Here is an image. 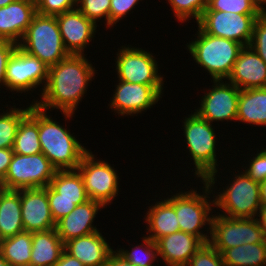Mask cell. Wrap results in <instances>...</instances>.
<instances>
[{"label":"cell","mask_w":266,"mask_h":266,"mask_svg":"<svg viewBox=\"0 0 266 266\" xmlns=\"http://www.w3.org/2000/svg\"><path fill=\"white\" fill-rule=\"evenodd\" d=\"M186 266H226L219 253L210 243L203 246L190 258Z\"/></svg>","instance_id":"obj_36"},{"label":"cell","mask_w":266,"mask_h":266,"mask_svg":"<svg viewBox=\"0 0 266 266\" xmlns=\"http://www.w3.org/2000/svg\"><path fill=\"white\" fill-rule=\"evenodd\" d=\"M156 244L165 266H186L204 242L193 234L179 231L159 238Z\"/></svg>","instance_id":"obj_20"},{"label":"cell","mask_w":266,"mask_h":266,"mask_svg":"<svg viewBox=\"0 0 266 266\" xmlns=\"http://www.w3.org/2000/svg\"><path fill=\"white\" fill-rule=\"evenodd\" d=\"M76 9V0H40L36 10L42 15L57 16Z\"/></svg>","instance_id":"obj_39"},{"label":"cell","mask_w":266,"mask_h":266,"mask_svg":"<svg viewBox=\"0 0 266 266\" xmlns=\"http://www.w3.org/2000/svg\"><path fill=\"white\" fill-rule=\"evenodd\" d=\"M13 154L12 148H0V182L5 178Z\"/></svg>","instance_id":"obj_43"},{"label":"cell","mask_w":266,"mask_h":266,"mask_svg":"<svg viewBox=\"0 0 266 266\" xmlns=\"http://www.w3.org/2000/svg\"><path fill=\"white\" fill-rule=\"evenodd\" d=\"M142 0H111L109 11V28L116 26V24L131 14V10Z\"/></svg>","instance_id":"obj_40"},{"label":"cell","mask_w":266,"mask_h":266,"mask_svg":"<svg viewBox=\"0 0 266 266\" xmlns=\"http://www.w3.org/2000/svg\"><path fill=\"white\" fill-rule=\"evenodd\" d=\"M51 213L55 222L68 215L79 204L88 200L48 199Z\"/></svg>","instance_id":"obj_41"},{"label":"cell","mask_w":266,"mask_h":266,"mask_svg":"<svg viewBox=\"0 0 266 266\" xmlns=\"http://www.w3.org/2000/svg\"><path fill=\"white\" fill-rule=\"evenodd\" d=\"M49 66L30 55L19 46L10 57L5 72V88L17 93L33 92L38 86L44 89L48 79ZM43 83V84H42ZM35 88V89H34Z\"/></svg>","instance_id":"obj_12"},{"label":"cell","mask_w":266,"mask_h":266,"mask_svg":"<svg viewBox=\"0 0 266 266\" xmlns=\"http://www.w3.org/2000/svg\"><path fill=\"white\" fill-rule=\"evenodd\" d=\"M90 151L84 155L77 170L82 176L88 198L107 207L120 193V178L108 161L96 159Z\"/></svg>","instance_id":"obj_10"},{"label":"cell","mask_w":266,"mask_h":266,"mask_svg":"<svg viewBox=\"0 0 266 266\" xmlns=\"http://www.w3.org/2000/svg\"><path fill=\"white\" fill-rule=\"evenodd\" d=\"M32 232L22 231L0 243V255L12 266L30 265Z\"/></svg>","instance_id":"obj_30"},{"label":"cell","mask_w":266,"mask_h":266,"mask_svg":"<svg viewBox=\"0 0 266 266\" xmlns=\"http://www.w3.org/2000/svg\"><path fill=\"white\" fill-rule=\"evenodd\" d=\"M163 87L164 85H144L117 80L115 91L108 104L109 109H114L113 111L121 117L142 114L160 101Z\"/></svg>","instance_id":"obj_14"},{"label":"cell","mask_w":266,"mask_h":266,"mask_svg":"<svg viewBox=\"0 0 266 266\" xmlns=\"http://www.w3.org/2000/svg\"><path fill=\"white\" fill-rule=\"evenodd\" d=\"M18 46L49 67L70 56L64 46L56 16L36 13Z\"/></svg>","instance_id":"obj_6"},{"label":"cell","mask_w":266,"mask_h":266,"mask_svg":"<svg viewBox=\"0 0 266 266\" xmlns=\"http://www.w3.org/2000/svg\"><path fill=\"white\" fill-rule=\"evenodd\" d=\"M17 44L8 40H0V86L5 87V72L8 61L17 48Z\"/></svg>","instance_id":"obj_42"},{"label":"cell","mask_w":266,"mask_h":266,"mask_svg":"<svg viewBox=\"0 0 266 266\" xmlns=\"http://www.w3.org/2000/svg\"><path fill=\"white\" fill-rule=\"evenodd\" d=\"M141 239L143 242L135 245V247L133 246L131 250H125V248H119L118 250L117 248L116 251L136 266H158L154 265L155 261L158 262L159 260L156 242L147 236H142Z\"/></svg>","instance_id":"obj_32"},{"label":"cell","mask_w":266,"mask_h":266,"mask_svg":"<svg viewBox=\"0 0 266 266\" xmlns=\"http://www.w3.org/2000/svg\"><path fill=\"white\" fill-rule=\"evenodd\" d=\"M256 219L258 220V223H259V225L263 231V234L266 238V203L261 204Z\"/></svg>","instance_id":"obj_46"},{"label":"cell","mask_w":266,"mask_h":266,"mask_svg":"<svg viewBox=\"0 0 266 266\" xmlns=\"http://www.w3.org/2000/svg\"><path fill=\"white\" fill-rule=\"evenodd\" d=\"M64 251V243L56 229L32 232L30 265L54 266Z\"/></svg>","instance_id":"obj_24"},{"label":"cell","mask_w":266,"mask_h":266,"mask_svg":"<svg viewBox=\"0 0 266 266\" xmlns=\"http://www.w3.org/2000/svg\"><path fill=\"white\" fill-rule=\"evenodd\" d=\"M196 37L186 44L195 63L211 75L212 80H227L242 44L205 33L199 26Z\"/></svg>","instance_id":"obj_5"},{"label":"cell","mask_w":266,"mask_h":266,"mask_svg":"<svg viewBox=\"0 0 266 266\" xmlns=\"http://www.w3.org/2000/svg\"><path fill=\"white\" fill-rule=\"evenodd\" d=\"M260 197H261V204L266 203V181L260 183Z\"/></svg>","instance_id":"obj_47"},{"label":"cell","mask_w":266,"mask_h":266,"mask_svg":"<svg viewBox=\"0 0 266 266\" xmlns=\"http://www.w3.org/2000/svg\"><path fill=\"white\" fill-rule=\"evenodd\" d=\"M85 56L70 55L50 66L46 85L40 93L41 99H33L32 103L46 111L59 109L65 121L75 117V111L87 93L89 83L95 79V71H98Z\"/></svg>","instance_id":"obj_1"},{"label":"cell","mask_w":266,"mask_h":266,"mask_svg":"<svg viewBox=\"0 0 266 266\" xmlns=\"http://www.w3.org/2000/svg\"><path fill=\"white\" fill-rule=\"evenodd\" d=\"M237 121L266 126V87L240 90Z\"/></svg>","instance_id":"obj_25"},{"label":"cell","mask_w":266,"mask_h":266,"mask_svg":"<svg viewBox=\"0 0 266 266\" xmlns=\"http://www.w3.org/2000/svg\"><path fill=\"white\" fill-rule=\"evenodd\" d=\"M56 171L42 152L34 155L14 153L0 188L21 190L47 187Z\"/></svg>","instance_id":"obj_8"},{"label":"cell","mask_w":266,"mask_h":266,"mask_svg":"<svg viewBox=\"0 0 266 266\" xmlns=\"http://www.w3.org/2000/svg\"><path fill=\"white\" fill-rule=\"evenodd\" d=\"M0 266H12V265L0 255Z\"/></svg>","instance_id":"obj_49"},{"label":"cell","mask_w":266,"mask_h":266,"mask_svg":"<svg viewBox=\"0 0 266 266\" xmlns=\"http://www.w3.org/2000/svg\"><path fill=\"white\" fill-rule=\"evenodd\" d=\"M36 13L34 5L18 0L0 7V40L18 45Z\"/></svg>","instance_id":"obj_22"},{"label":"cell","mask_w":266,"mask_h":266,"mask_svg":"<svg viewBox=\"0 0 266 266\" xmlns=\"http://www.w3.org/2000/svg\"><path fill=\"white\" fill-rule=\"evenodd\" d=\"M262 14H236L204 10L197 25L207 34L249 46L255 20Z\"/></svg>","instance_id":"obj_13"},{"label":"cell","mask_w":266,"mask_h":266,"mask_svg":"<svg viewBox=\"0 0 266 266\" xmlns=\"http://www.w3.org/2000/svg\"><path fill=\"white\" fill-rule=\"evenodd\" d=\"M111 0H76V8L96 25L104 17L105 25L109 28V11Z\"/></svg>","instance_id":"obj_34"},{"label":"cell","mask_w":266,"mask_h":266,"mask_svg":"<svg viewBox=\"0 0 266 266\" xmlns=\"http://www.w3.org/2000/svg\"><path fill=\"white\" fill-rule=\"evenodd\" d=\"M54 266H85L77 258L68 254L65 250L62 252L59 260Z\"/></svg>","instance_id":"obj_44"},{"label":"cell","mask_w":266,"mask_h":266,"mask_svg":"<svg viewBox=\"0 0 266 266\" xmlns=\"http://www.w3.org/2000/svg\"><path fill=\"white\" fill-rule=\"evenodd\" d=\"M226 266H266V243L243 244L222 253Z\"/></svg>","instance_id":"obj_29"},{"label":"cell","mask_w":266,"mask_h":266,"mask_svg":"<svg viewBox=\"0 0 266 266\" xmlns=\"http://www.w3.org/2000/svg\"><path fill=\"white\" fill-rule=\"evenodd\" d=\"M250 157L247 166H244V171L258 183L266 181V147H261V150ZM247 168V169H246Z\"/></svg>","instance_id":"obj_38"},{"label":"cell","mask_w":266,"mask_h":266,"mask_svg":"<svg viewBox=\"0 0 266 266\" xmlns=\"http://www.w3.org/2000/svg\"><path fill=\"white\" fill-rule=\"evenodd\" d=\"M18 1L30 3V4L34 5L35 7H37L38 3L40 2V0H18Z\"/></svg>","instance_id":"obj_50"},{"label":"cell","mask_w":266,"mask_h":266,"mask_svg":"<svg viewBox=\"0 0 266 266\" xmlns=\"http://www.w3.org/2000/svg\"><path fill=\"white\" fill-rule=\"evenodd\" d=\"M106 266H136L123 258L116 250L110 255Z\"/></svg>","instance_id":"obj_45"},{"label":"cell","mask_w":266,"mask_h":266,"mask_svg":"<svg viewBox=\"0 0 266 266\" xmlns=\"http://www.w3.org/2000/svg\"><path fill=\"white\" fill-rule=\"evenodd\" d=\"M12 149L20 155L42 152L39 141V107L36 104H30L28 115L20 122Z\"/></svg>","instance_id":"obj_28"},{"label":"cell","mask_w":266,"mask_h":266,"mask_svg":"<svg viewBox=\"0 0 266 266\" xmlns=\"http://www.w3.org/2000/svg\"><path fill=\"white\" fill-rule=\"evenodd\" d=\"M16 0H0V7L7 6L9 3H12Z\"/></svg>","instance_id":"obj_51"},{"label":"cell","mask_w":266,"mask_h":266,"mask_svg":"<svg viewBox=\"0 0 266 266\" xmlns=\"http://www.w3.org/2000/svg\"><path fill=\"white\" fill-rule=\"evenodd\" d=\"M146 208L144 219L147 225L146 236L156 242L159 238L180 231L174 207L165 199H160Z\"/></svg>","instance_id":"obj_23"},{"label":"cell","mask_w":266,"mask_h":266,"mask_svg":"<svg viewBox=\"0 0 266 266\" xmlns=\"http://www.w3.org/2000/svg\"><path fill=\"white\" fill-rule=\"evenodd\" d=\"M227 81L240 90L265 88L266 63L250 46H244Z\"/></svg>","instance_id":"obj_18"},{"label":"cell","mask_w":266,"mask_h":266,"mask_svg":"<svg viewBox=\"0 0 266 266\" xmlns=\"http://www.w3.org/2000/svg\"><path fill=\"white\" fill-rule=\"evenodd\" d=\"M200 182L203 183L201 193L197 192V189L195 190L194 188L193 190L192 188L184 192L181 190L173 196L168 195L169 197L165 199L175 209L180 231L193 234L204 243H209L212 217L213 213L216 212L214 210V196L211 194L215 193L214 189H217V187L211 188L205 180ZM210 197L213 199L211 200ZM204 228L205 230L203 231H206V233L202 231Z\"/></svg>","instance_id":"obj_4"},{"label":"cell","mask_w":266,"mask_h":266,"mask_svg":"<svg viewBox=\"0 0 266 266\" xmlns=\"http://www.w3.org/2000/svg\"><path fill=\"white\" fill-rule=\"evenodd\" d=\"M74 133L39 108V141L42 153L56 170H74L89 151Z\"/></svg>","instance_id":"obj_3"},{"label":"cell","mask_w":266,"mask_h":266,"mask_svg":"<svg viewBox=\"0 0 266 266\" xmlns=\"http://www.w3.org/2000/svg\"><path fill=\"white\" fill-rule=\"evenodd\" d=\"M249 46L266 63V13L255 20Z\"/></svg>","instance_id":"obj_37"},{"label":"cell","mask_w":266,"mask_h":266,"mask_svg":"<svg viewBox=\"0 0 266 266\" xmlns=\"http://www.w3.org/2000/svg\"><path fill=\"white\" fill-rule=\"evenodd\" d=\"M210 234L209 243L219 253L243 244L266 243L256 218H231L214 213Z\"/></svg>","instance_id":"obj_9"},{"label":"cell","mask_w":266,"mask_h":266,"mask_svg":"<svg viewBox=\"0 0 266 266\" xmlns=\"http://www.w3.org/2000/svg\"><path fill=\"white\" fill-rule=\"evenodd\" d=\"M228 184L216 192L214 207L222 216L231 218H256L261 206L260 183L255 182L245 171L234 174ZM226 188V189H225ZM222 209V210H221Z\"/></svg>","instance_id":"obj_7"},{"label":"cell","mask_w":266,"mask_h":266,"mask_svg":"<svg viewBox=\"0 0 266 266\" xmlns=\"http://www.w3.org/2000/svg\"><path fill=\"white\" fill-rule=\"evenodd\" d=\"M212 82V89H207L208 92L200 97V107L195 112L210 123L236 121L240 89L226 80Z\"/></svg>","instance_id":"obj_15"},{"label":"cell","mask_w":266,"mask_h":266,"mask_svg":"<svg viewBox=\"0 0 266 266\" xmlns=\"http://www.w3.org/2000/svg\"><path fill=\"white\" fill-rule=\"evenodd\" d=\"M56 19L67 52L70 55H85L84 49L92 42L99 25L87 19L77 8L57 15Z\"/></svg>","instance_id":"obj_16"},{"label":"cell","mask_w":266,"mask_h":266,"mask_svg":"<svg viewBox=\"0 0 266 266\" xmlns=\"http://www.w3.org/2000/svg\"><path fill=\"white\" fill-rule=\"evenodd\" d=\"M110 245L102 232L97 231L68 240L64 243V250L85 266H101L106 265L114 251Z\"/></svg>","instance_id":"obj_21"},{"label":"cell","mask_w":266,"mask_h":266,"mask_svg":"<svg viewBox=\"0 0 266 266\" xmlns=\"http://www.w3.org/2000/svg\"><path fill=\"white\" fill-rule=\"evenodd\" d=\"M20 200L24 231L40 232L56 227L46 187L21 189Z\"/></svg>","instance_id":"obj_17"},{"label":"cell","mask_w":266,"mask_h":266,"mask_svg":"<svg viewBox=\"0 0 266 266\" xmlns=\"http://www.w3.org/2000/svg\"><path fill=\"white\" fill-rule=\"evenodd\" d=\"M104 208L101 203L89 199L77 205L68 215L57 221L55 229L62 242L100 231L93 222L98 211Z\"/></svg>","instance_id":"obj_19"},{"label":"cell","mask_w":266,"mask_h":266,"mask_svg":"<svg viewBox=\"0 0 266 266\" xmlns=\"http://www.w3.org/2000/svg\"><path fill=\"white\" fill-rule=\"evenodd\" d=\"M184 118L182 131L185 137L186 149L193 160L195 178L205 180L213 188L217 182L218 158L216 148V133L214 125L201 118L195 111ZM216 181V182H215Z\"/></svg>","instance_id":"obj_2"},{"label":"cell","mask_w":266,"mask_h":266,"mask_svg":"<svg viewBox=\"0 0 266 266\" xmlns=\"http://www.w3.org/2000/svg\"><path fill=\"white\" fill-rule=\"evenodd\" d=\"M178 21L200 20L204 10L207 8L208 0H167Z\"/></svg>","instance_id":"obj_33"},{"label":"cell","mask_w":266,"mask_h":266,"mask_svg":"<svg viewBox=\"0 0 266 266\" xmlns=\"http://www.w3.org/2000/svg\"><path fill=\"white\" fill-rule=\"evenodd\" d=\"M29 109L30 105L22 109L14 105L8 107L6 112L4 109L3 113L0 112V148H13L20 122L28 115Z\"/></svg>","instance_id":"obj_31"},{"label":"cell","mask_w":266,"mask_h":266,"mask_svg":"<svg viewBox=\"0 0 266 266\" xmlns=\"http://www.w3.org/2000/svg\"><path fill=\"white\" fill-rule=\"evenodd\" d=\"M24 231L20 190L0 188V235L2 240Z\"/></svg>","instance_id":"obj_26"},{"label":"cell","mask_w":266,"mask_h":266,"mask_svg":"<svg viewBox=\"0 0 266 266\" xmlns=\"http://www.w3.org/2000/svg\"><path fill=\"white\" fill-rule=\"evenodd\" d=\"M46 191L48 199L89 200L77 169L57 170Z\"/></svg>","instance_id":"obj_27"},{"label":"cell","mask_w":266,"mask_h":266,"mask_svg":"<svg viewBox=\"0 0 266 266\" xmlns=\"http://www.w3.org/2000/svg\"><path fill=\"white\" fill-rule=\"evenodd\" d=\"M254 2L264 13H266V0H251Z\"/></svg>","instance_id":"obj_48"},{"label":"cell","mask_w":266,"mask_h":266,"mask_svg":"<svg viewBox=\"0 0 266 266\" xmlns=\"http://www.w3.org/2000/svg\"><path fill=\"white\" fill-rule=\"evenodd\" d=\"M126 44L116 52V73L118 80L144 85H164V78L158 73V61L152 52Z\"/></svg>","instance_id":"obj_11"},{"label":"cell","mask_w":266,"mask_h":266,"mask_svg":"<svg viewBox=\"0 0 266 266\" xmlns=\"http://www.w3.org/2000/svg\"><path fill=\"white\" fill-rule=\"evenodd\" d=\"M205 10H217L236 14H263L251 0H208Z\"/></svg>","instance_id":"obj_35"}]
</instances>
